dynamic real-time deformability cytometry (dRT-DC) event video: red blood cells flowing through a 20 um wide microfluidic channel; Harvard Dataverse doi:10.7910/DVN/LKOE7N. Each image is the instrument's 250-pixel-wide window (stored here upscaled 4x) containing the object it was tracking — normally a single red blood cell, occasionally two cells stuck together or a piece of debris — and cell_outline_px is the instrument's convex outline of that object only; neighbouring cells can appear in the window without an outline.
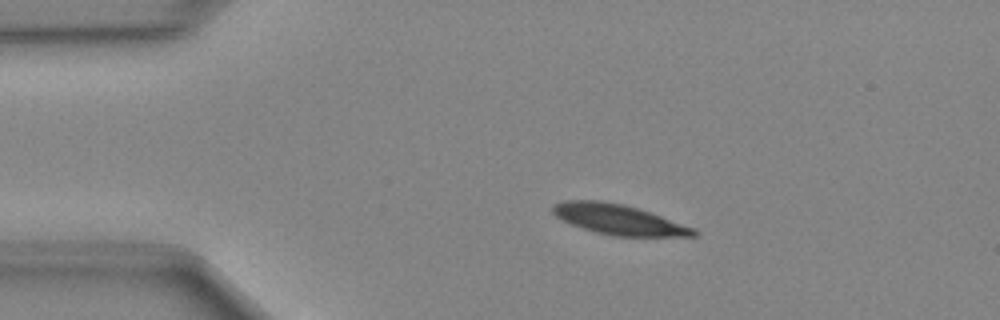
{"species": "Egyptian fruit bat (a non-hibernating species)", "species_latin": "Rousettus aegyptiacus", "temperature_condition": "cold", "stored_images_in_passage": 41, "camera_frame_rate_fps": 3000, "um_per_image_px": 0.085, "animal": {"sex": "female"}, "frame": {"image": 1, "passage_image": 1, "time_ms": 0.0, "image_size_px": [1000, 320], "cell_outline_px": [[700, 232], [696, 236], [612, 236], [596, 232], [560, 220], [552, 212], [552, 208], [556, 204], [564, 200], [596, 200], [620, 204], [636, 208], [696, 228]], "centroid_in_image_um": [52.59, 18.67], "position_along_channel_um": 32.4, "area_um2": 24.45}}
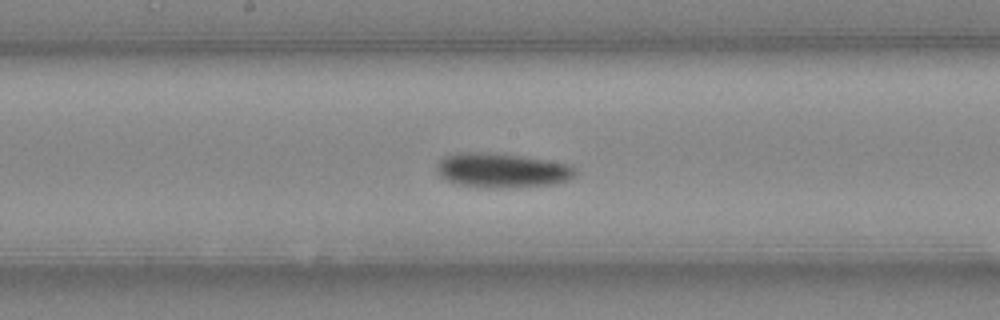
{"frame": {"image": 2, "passage_image": 17, "time_ms": 5.333, "image_size_px": [1000, 320], "cell_outline_px": [[576, 176], [568, 180], [556, 184], [508, 188], [488, 188], [456, 184], [440, 176], [436, 172], [436, 164], [444, 156], [456, 152], [488, 152], [520, 156], [572, 164], [576, 168]], "centroid_in_image_um": [42.67, 14.48], "position_along_channel_um": 205.5, "area_um2": 28.32}}
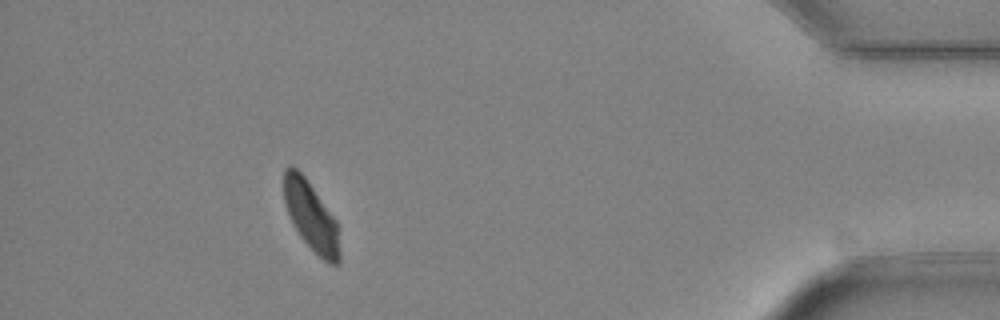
{"frame": {"image": 3, "passage_image": 36, "time_ms": 11.667, "image_size_px": [1000, 320], "cell_outline_px": [[340, 260], [336, 264], [332, 264], [324, 260], [300, 236], [292, 224], [284, 200], [284, 168], [288, 164], [292, 164], [304, 176], [336, 220], [340, 252]], "centroid_in_image_um": [26.42, 18.34], "position_along_channel_um": 408.8, "area_um2": 22.02}}